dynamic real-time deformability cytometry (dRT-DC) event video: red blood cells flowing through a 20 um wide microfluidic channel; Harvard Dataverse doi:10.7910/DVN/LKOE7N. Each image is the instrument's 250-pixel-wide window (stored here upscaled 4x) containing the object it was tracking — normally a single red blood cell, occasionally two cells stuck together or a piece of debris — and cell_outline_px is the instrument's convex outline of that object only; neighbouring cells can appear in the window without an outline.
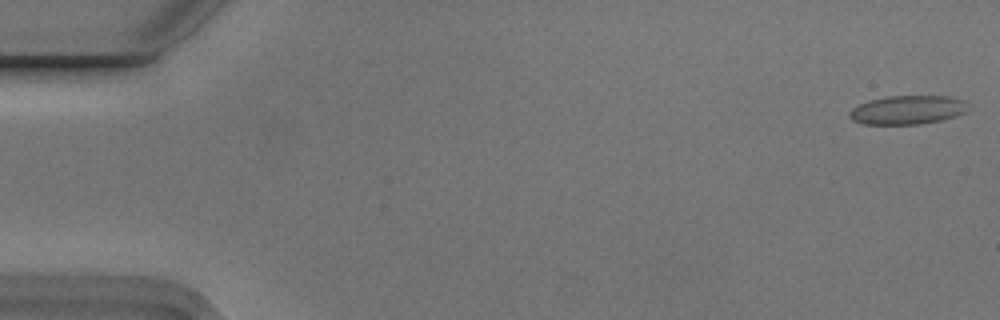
{"species": "Egyptian fruit bat (a non-hibernating species)", "species_latin": "Rousettus aegyptiacus", "temperature_condition": "cold", "stored_images_in_passage": 9, "camera_frame_rate_fps": 3000, "um_per_image_px": 0.085, "animal": {"sex": "male"}, "frame": {"image": 1, "passage_image": 1, "time_ms": 0.0, "image_size_px": [1000, 320], "cell_outline_px": [[972, 104], [964, 112], [956, 116], [940, 120], [920, 124], [864, 124], [852, 120], [848, 116], [848, 112], [852, 108], [868, 100], [888, 96], [948, 96], [968, 100]], "centroid_in_image_um": [77.18, 9.33], "position_along_channel_um": 7.8, "area_um2": 20.17}}
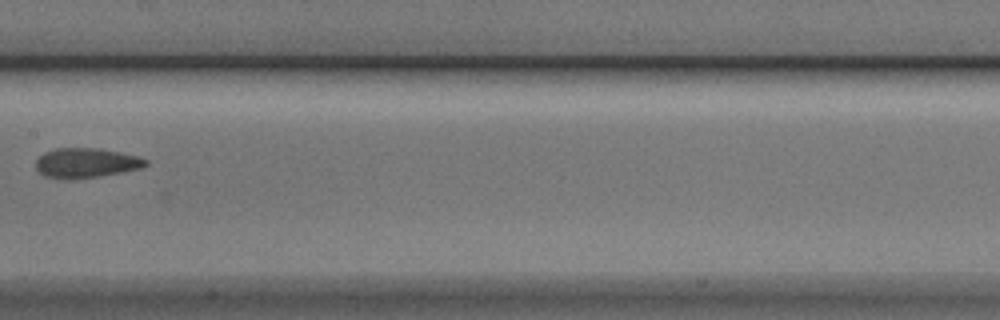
{"frame": {"image": 2, "passage_image": 8, "time_ms": 2.333, "image_size_px": [1000, 320], "cell_outline_px": [[148, 164], [140, 168], [100, 176], [72, 180], [68, 180], [44, 176], [36, 168], [36, 160], [44, 152], [56, 148], [96, 148], [120, 152], [136, 156], [148, 160]], "centroid_in_image_um": [7.28, 13.85], "position_along_channel_um": 200.1, "area_um2": 19.02}}
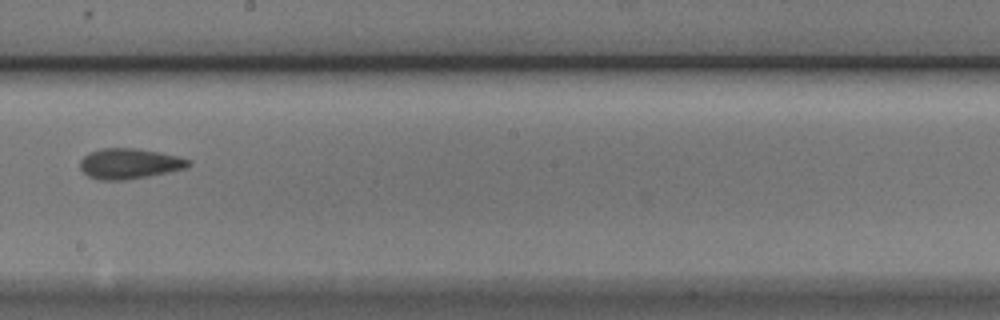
{"frame": {"image": 3, "passage_image": 9, "time_ms": 2.667, "image_size_px": [1000, 320], "cell_outline_px": [[192, 164], [184, 168], [168, 172], [148, 176], [124, 180], [100, 180], [88, 176], [80, 168], [80, 160], [88, 152], [100, 148], [136, 148], [160, 152], [192, 160]], "centroid_in_image_um": [10.98, 13.9], "position_along_channel_um": 237.2, "area_um2": 19.25}}